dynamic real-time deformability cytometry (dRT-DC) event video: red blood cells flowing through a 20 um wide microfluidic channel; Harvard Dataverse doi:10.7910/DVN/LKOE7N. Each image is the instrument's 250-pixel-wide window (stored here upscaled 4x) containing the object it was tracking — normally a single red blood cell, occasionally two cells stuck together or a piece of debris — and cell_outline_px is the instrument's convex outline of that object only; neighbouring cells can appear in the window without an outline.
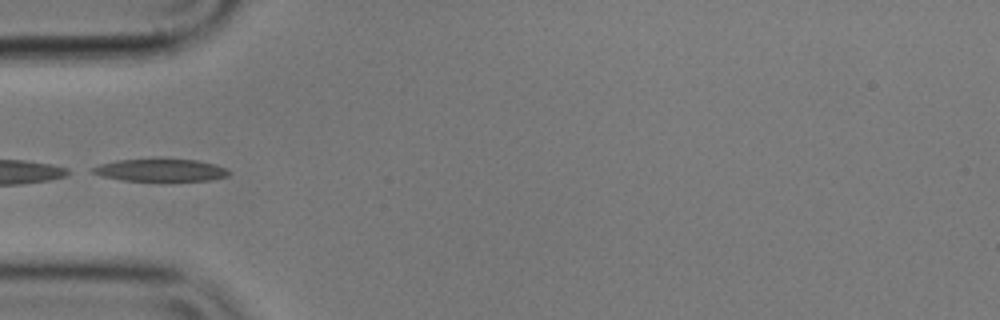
{"species": "common noctule bat (a hibernating species)", "species_latin": "Nyctalus noctula", "temperature_condition": "cold", "stored_images_in_passage": 4, "camera_frame_rate_fps": 3000, "um_per_image_px": 0.085, "animal": {"sex": "male", "body_mass_g": 17.9}, "frame": {"image": 1, "passage_image": 1, "time_ms": 0.0, "image_size_px": [1000, 320], "cell_outline_px": [[232, 172], [228, 176], [212, 180], [164, 184], [124, 180], [100, 176], [88, 172], [88, 168], [100, 164], [116, 160], [156, 156], [160, 156], [196, 160], [212, 164], [224, 168]], "centroid_in_image_um": [13.59, 14.47], "position_along_channel_um": 71.4, "area_um2": 19.94}}